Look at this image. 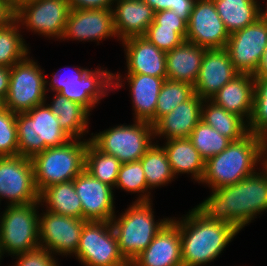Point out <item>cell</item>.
I'll use <instances>...</instances> for the list:
<instances>
[{
  "label": "cell",
  "instance_id": "cell-1",
  "mask_svg": "<svg viewBox=\"0 0 267 266\" xmlns=\"http://www.w3.org/2000/svg\"><path fill=\"white\" fill-rule=\"evenodd\" d=\"M194 208L208 220L231 225L240 232L258 214L267 212V162L259 172L211 191Z\"/></svg>",
  "mask_w": 267,
  "mask_h": 266
},
{
  "label": "cell",
  "instance_id": "cell-2",
  "mask_svg": "<svg viewBox=\"0 0 267 266\" xmlns=\"http://www.w3.org/2000/svg\"><path fill=\"white\" fill-rule=\"evenodd\" d=\"M171 220L179 227L183 266H204L216 260L239 233L233 226L208 220L195 208Z\"/></svg>",
  "mask_w": 267,
  "mask_h": 266
},
{
  "label": "cell",
  "instance_id": "cell-3",
  "mask_svg": "<svg viewBox=\"0 0 267 266\" xmlns=\"http://www.w3.org/2000/svg\"><path fill=\"white\" fill-rule=\"evenodd\" d=\"M266 162L267 141L249 132L242 139L231 141L225 150L205 162L200 183H205L213 191L254 174L259 169L257 164L262 166Z\"/></svg>",
  "mask_w": 267,
  "mask_h": 266
},
{
  "label": "cell",
  "instance_id": "cell-4",
  "mask_svg": "<svg viewBox=\"0 0 267 266\" xmlns=\"http://www.w3.org/2000/svg\"><path fill=\"white\" fill-rule=\"evenodd\" d=\"M103 69L97 67L95 70H90L74 66L71 73L58 70L52 74L53 78L50 81L45 80L46 93L49 91L59 93L91 112L96 104L109 94L110 90L113 91V88L119 89L123 86L120 73L114 74L108 69Z\"/></svg>",
  "mask_w": 267,
  "mask_h": 266
},
{
  "label": "cell",
  "instance_id": "cell-5",
  "mask_svg": "<svg viewBox=\"0 0 267 266\" xmlns=\"http://www.w3.org/2000/svg\"><path fill=\"white\" fill-rule=\"evenodd\" d=\"M150 202H133L125 213L115 215L111 224L117 237L121 255L130 264L152 242L171 218L155 222Z\"/></svg>",
  "mask_w": 267,
  "mask_h": 266
},
{
  "label": "cell",
  "instance_id": "cell-6",
  "mask_svg": "<svg viewBox=\"0 0 267 266\" xmlns=\"http://www.w3.org/2000/svg\"><path fill=\"white\" fill-rule=\"evenodd\" d=\"M46 103L16 114L18 155L32 158L46 148L62 146L72 139Z\"/></svg>",
  "mask_w": 267,
  "mask_h": 266
},
{
  "label": "cell",
  "instance_id": "cell-7",
  "mask_svg": "<svg viewBox=\"0 0 267 266\" xmlns=\"http://www.w3.org/2000/svg\"><path fill=\"white\" fill-rule=\"evenodd\" d=\"M90 139H71L59 147L46 148L31 158L35 185L44 188L74 180L85 169V151Z\"/></svg>",
  "mask_w": 267,
  "mask_h": 266
},
{
  "label": "cell",
  "instance_id": "cell-8",
  "mask_svg": "<svg viewBox=\"0 0 267 266\" xmlns=\"http://www.w3.org/2000/svg\"><path fill=\"white\" fill-rule=\"evenodd\" d=\"M40 202L7 206L0 216V255H16L39 248Z\"/></svg>",
  "mask_w": 267,
  "mask_h": 266
},
{
  "label": "cell",
  "instance_id": "cell-9",
  "mask_svg": "<svg viewBox=\"0 0 267 266\" xmlns=\"http://www.w3.org/2000/svg\"><path fill=\"white\" fill-rule=\"evenodd\" d=\"M133 122L92 133L89 139L101 152L118 158L121 164L140 160L155 141L153 126L144 121Z\"/></svg>",
  "mask_w": 267,
  "mask_h": 266
},
{
  "label": "cell",
  "instance_id": "cell-10",
  "mask_svg": "<svg viewBox=\"0 0 267 266\" xmlns=\"http://www.w3.org/2000/svg\"><path fill=\"white\" fill-rule=\"evenodd\" d=\"M28 54L10 68V82L4 107L13 113H24L47 100L45 80L41 67Z\"/></svg>",
  "mask_w": 267,
  "mask_h": 266
},
{
  "label": "cell",
  "instance_id": "cell-11",
  "mask_svg": "<svg viewBox=\"0 0 267 266\" xmlns=\"http://www.w3.org/2000/svg\"><path fill=\"white\" fill-rule=\"evenodd\" d=\"M75 258L85 266H130L121 255L111 221H87Z\"/></svg>",
  "mask_w": 267,
  "mask_h": 266
},
{
  "label": "cell",
  "instance_id": "cell-12",
  "mask_svg": "<svg viewBox=\"0 0 267 266\" xmlns=\"http://www.w3.org/2000/svg\"><path fill=\"white\" fill-rule=\"evenodd\" d=\"M69 13L67 0H27L15 7V20L26 30L61 40Z\"/></svg>",
  "mask_w": 267,
  "mask_h": 266
},
{
  "label": "cell",
  "instance_id": "cell-13",
  "mask_svg": "<svg viewBox=\"0 0 267 266\" xmlns=\"http://www.w3.org/2000/svg\"><path fill=\"white\" fill-rule=\"evenodd\" d=\"M3 198L7 206L39 202L31 158L0 157V202Z\"/></svg>",
  "mask_w": 267,
  "mask_h": 266
},
{
  "label": "cell",
  "instance_id": "cell-14",
  "mask_svg": "<svg viewBox=\"0 0 267 266\" xmlns=\"http://www.w3.org/2000/svg\"><path fill=\"white\" fill-rule=\"evenodd\" d=\"M42 214V215H41ZM39 214V246L56 255H75L86 220L45 211Z\"/></svg>",
  "mask_w": 267,
  "mask_h": 266
},
{
  "label": "cell",
  "instance_id": "cell-15",
  "mask_svg": "<svg viewBox=\"0 0 267 266\" xmlns=\"http://www.w3.org/2000/svg\"><path fill=\"white\" fill-rule=\"evenodd\" d=\"M267 47V22L260 17L230 34L225 50L239 73L254 74Z\"/></svg>",
  "mask_w": 267,
  "mask_h": 266
},
{
  "label": "cell",
  "instance_id": "cell-16",
  "mask_svg": "<svg viewBox=\"0 0 267 266\" xmlns=\"http://www.w3.org/2000/svg\"><path fill=\"white\" fill-rule=\"evenodd\" d=\"M230 34L213 0H196L187 23L185 41L205 49L225 48Z\"/></svg>",
  "mask_w": 267,
  "mask_h": 266
},
{
  "label": "cell",
  "instance_id": "cell-17",
  "mask_svg": "<svg viewBox=\"0 0 267 266\" xmlns=\"http://www.w3.org/2000/svg\"><path fill=\"white\" fill-rule=\"evenodd\" d=\"M117 37L112 9H70L61 40L99 41Z\"/></svg>",
  "mask_w": 267,
  "mask_h": 266
},
{
  "label": "cell",
  "instance_id": "cell-18",
  "mask_svg": "<svg viewBox=\"0 0 267 266\" xmlns=\"http://www.w3.org/2000/svg\"><path fill=\"white\" fill-rule=\"evenodd\" d=\"M75 191L81 200L83 220L111 221L115 216L113 188L83 170L74 180Z\"/></svg>",
  "mask_w": 267,
  "mask_h": 266
},
{
  "label": "cell",
  "instance_id": "cell-19",
  "mask_svg": "<svg viewBox=\"0 0 267 266\" xmlns=\"http://www.w3.org/2000/svg\"><path fill=\"white\" fill-rule=\"evenodd\" d=\"M238 74L225 48L206 49L194 85L195 94L203 100H210Z\"/></svg>",
  "mask_w": 267,
  "mask_h": 266
},
{
  "label": "cell",
  "instance_id": "cell-20",
  "mask_svg": "<svg viewBox=\"0 0 267 266\" xmlns=\"http://www.w3.org/2000/svg\"><path fill=\"white\" fill-rule=\"evenodd\" d=\"M130 266H183L179 227L170 219Z\"/></svg>",
  "mask_w": 267,
  "mask_h": 266
},
{
  "label": "cell",
  "instance_id": "cell-21",
  "mask_svg": "<svg viewBox=\"0 0 267 266\" xmlns=\"http://www.w3.org/2000/svg\"><path fill=\"white\" fill-rule=\"evenodd\" d=\"M125 51L126 74H144L167 79L166 52L158 49L144 36L121 41Z\"/></svg>",
  "mask_w": 267,
  "mask_h": 266
},
{
  "label": "cell",
  "instance_id": "cell-22",
  "mask_svg": "<svg viewBox=\"0 0 267 266\" xmlns=\"http://www.w3.org/2000/svg\"><path fill=\"white\" fill-rule=\"evenodd\" d=\"M203 99L194 94L189 100L179 104L172 112L161 117L154 125V138H188L201 121Z\"/></svg>",
  "mask_w": 267,
  "mask_h": 266
},
{
  "label": "cell",
  "instance_id": "cell-23",
  "mask_svg": "<svg viewBox=\"0 0 267 266\" xmlns=\"http://www.w3.org/2000/svg\"><path fill=\"white\" fill-rule=\"evenodd\" d=\"M114 29L120 42L134 36H144L154 21V9L143 0H115Z\"/></svg>",
  "mask_w": 267,
  "mask_h": 266
},
{
  "label": "cell",
  "instance_id": "cell-24",
  "mask_svg": "<svg viewBox=\"0 0 267 266\" xmlns=\"http://www.w3.org/2000/svg\"><path fill=\"white\" fill-rule=\"evenodd\" d=\"M210 100L227 112L245 118L248 123L253 112L254 76L248 73H239Z\"/></svg>",
  "mask_w": 267,
  "mask_h": 266
},
{
  "label": "cell",
  "instance_id": "cell-25",
  "mask_svg": "<svg viewBox=\"0 0 267 266\" xmlns=\"http://www.w3.org/2000/svg\"><path fill=\"white\" fill-rule=\"evenodd\" d=\"M125 79L130 87L134 120L153 126L158 96L165 79L144 74H127L123 81Z\"/></svg>",
  "mask_w": 267,
  "mask_h": 266
},
{
  "label": "cell",
  "instance_id": "cell-26",
  "mask_svg": "<svg viewBox=\"0 0 267 266\" xmlns=\"http://www.w3.org/2000/svg\"><path fill=\"white\" fill-rule=\"evenodd\" d=\"M194 43L184 41L180 46L166 52L167 79L195 85L205 53Z\"/></svg>",
  "mask_w": 267,
  "mask_h": 266
},
{
  "label": "cell",
  "instance_id": "cell-27",
  "mask_svg": "<svg viewBox=\"0 0 267 266\" xmlns=\"http://www.w3.org/2000/svg\"><path fill=\"white\" fill-rule=\"evenodd\" d=\"M163 148L175 177L186 173L191 174L192 180L201 182L205 172V160L189 138L167 140Z\"/></svg>",
  "mask_w": 267,
  "mask_h": 266
},
{
  "label": "cell",
  "instance_id": "cell-28",
  "mask_svg": "<svg viewBox=\"0 0 267 266\" xmlns=\"http://www.w3.org/2000/svg\"><path fill=\"white\" fill-rule=\"evenodd\" d=\"M39 202L51 213L83 219L81 200L73 180L44 188L39 193Z\"/></svg>",
  "mask_w": 267,
  "mask_h": 266
},
{
  "label": "cell",
  "instance_id": "cell-29",
  "mask_svg": "<svg viewBox=\"0 0 267 266\" xmlns=\"http://www.w3.org/2000/svg\"><path fill=\"white\" fill-rule=\"evenodd\" d=\"M53 100L47 103L49 109L57 116L60 127L72 138L81 139L89 132L90 112L82 105L54 93Z\"/></svg>",
  "mask_w": 267,
  "mask_h": 266
},
{
  "label": "cell",
  "instance_id": "cell-30",
  "mask_svg": "<svg viewBox=\"0 0 267 266\" xmlns=\"http://www.w3.org/2000/svg\"><path fill=\"white\" fill-rule=\"evenodd\" d=\"M201 120L231 141H238L249 133L248 123L245 119L237 114L227 112L211 100L203 101Z\"/></svg>",
  "mask_w": 267,
  "mask_h": 266
},
{
  "label": "cell",
  "instance_id": "cell-31",
  "mask_svg": "<svg viewBox=\"0 0 267 266\" xmlns=\"http://www.w3.org/2000/svg\"><path fill=\"white\" fill-rule=\"evenodd\" d=\"M229 34L253 24L260 17L258 0H213Z\"/></svg>",
  "mask_w": 267,
  "mask_h": 266
},
{
  "label": "cell",
  "instance_id": "cell-32",
  "mask_svg": "<svg viewBox=\"0 0 267 266\" xmlns=\"http://www.w3.org/2000/svg\"><path fill=\"white\" fill-rule=\"evenodd\" d=\"M147 186L152 190L165 186L176 178L172 172L167 154L163 146L153 143L140 158Z\"/></svg>",
  "mask_w": 267,
  "mask_h": 266
},
{
  "label": "cell",
  "instance_id": "cell-33",
  "mask_svg": "<svg viewBox=\"0 0 267 266\" xmlns=\"http://www.w3.org/2000/svg\"><path fill=\"white\" fill-rule=\"evenodd\" d=\"M120 161L115 156L101 152L91 141L85 151V170L102 183L115 188Z\"/></svg>",
  "mask_w": 267,
  "mask_h": 266
},
{
  "label": "cell",
  "instance_id": "cell-34",
  "mask_svg": "<svg viewBox=\"0 0 267 266\" xmlns=\"http://www.w3.org/2000/svg\"><path fill=\"white\" fill-rule=\"evenodd\" d=\"M20 30V31H19ZM21 35L20 24L14 20L0 29V66L11 68L22 61L30 48Z\"/></svg>",
  "mask_w": 267,
  "mask_h": 266
},
{
  "label": "cell",
  "instance_id": "cell-35",
  "mask_svg": "<svg viewBox=\"0 0 267 266\" xmlns=\"http://www.w3.org/2000/svg\"><path fill=\"white\" fill-rule=\"evenodd\" d=\"M188 138L205 162L212 156L221 153L231 143L229 138L221 135L202 120L192 130Z\"/></svg>",
  "mask_w": 267,
  "mask_h": 266
},
{
  "label": "cell",
  "instance_id": "cell-36",
  "mask_svg": "<svg viewBox=\"0 0 267 266\" xmlns=\"http://www.w3.org/2000/svg\"><path fill=\"white\" fill-rule=\"evenodd\" d=\"M194 94V86L165 79L157 100L155 123L164 115L172 112L179 104L189 100Z\"/></svg>",
  "mask_w": 267,
  "mask_h": 266
},
{
  "label": "cell",
  "instance_id": "cell-37",
  "mask_svg": "<svg viewBox=\"0 0 267 266\" xmlns=\"http://www.w3.org/2000/svg\"><path fill=\"white\" fill-rule=\"evenodd\" d=\"M115 188L139 194L135 202H150L151 189L147 186L143 166L140 160L120 165ZM149 190V191H148Z\"/></svg>",
  "mask_w": 267,
  "mask_h": 266
},
{
  "label": "cell",
  "instance_id": "cell-38",
  "mask_svg": "<svg viewBox=\"0 0 267 266\" xmlns=\"http://www.w3.org/2000/svg\"><path fill=\"white\" fill-rule=\"evenodd\" d=\"M248 131L267 141V78L254 77L253 112Z\"/></svg>",
  "mask_w": 267,
  "mask_h": 266
},
{
  "label": "cell",
  "instance_id": "cell-39",
  "mask_svg": "<svg viewBox=\"0 0 267 266\" xmlns=\"http://www.w3.org/2000/svg\"><path fill=\"white\" fill-rule=\"evenodd\" d=\"M18 155L16 113L8 108L0 110V157Z\"/></svg>",
  "mask_w": 267,
  "mask_h": 266
},
{
  "label": "cell",
  "instance_id": "cell-40",
  "mask_svg": "<svg viewBox=\"0 0 267 266\" xmlns=\"http://www.w3.org/2000/svg\"><path fill=\"white\" fill-rule=\"evenodd\" d=\"M144 37L158 49L165 52L180 46L185 41V39L175 31V28L161 27V25H150Z\"/></svg>",
  "mask_w": 267,
  "mask_h": 266
},
{
  "label": "cell",
  "instance_id": "cell-41",
  "mask_svg": "<svg viewBox=\"0 0 267 266\" xmlns=\"http://www.w3.org/2000/svg\"><path fill=\"white\" fill-rule=\"evenodd\" d=\"M14 256L17 260L12 266H59L54 254L41 247Z\"/></svg>",
  "mask_w": 267,
  "mask_h": 266
},
{
  "label": "cell",
  "instance_id": "cell-42",
  "mask_svg": "<svg viewBox=\"0 0 267 266\" xmlns=\"http://www.w3.org/2000/svg\"><path fill=\"white\" fill-rule=\"evenodd\" d=\"M154 9V12L161 10H172L187 23L193 10L196 0H143Z\"/></svg>",
  "mask_w": 267,
  "mask_h": 266
},
{
  "label": "cell",
  "instance_id": "cell-43",
  "mask_svg": "<svg viewBox=\"0 0 267 266\" xmlns=\"http://www.w3.org/2000/svg\"><path fill=\"white\" fill-rule=\"evenodd\" d=\"M150 25H161V27L175 28L184 39L187 34V22L172 10H161L155 12L154 21Z\"/></svg>",
  "mask_w": 267,
  "mask_h": 266
},
{
  "label": "cell",
  "instance_id": "cell-44",
  "mask_svg": "<svg viewBox=\"0 0 267 266\" xmlns=\"http://www.w3.org/2000/svg\"><path fill=\"white\" fill-rule=\"evenodd\" d=\"M70 9H113L115 0H67Z\"/></svg>",
  "mask_w": 267,
  "mask_h": 266
},
{
  "label": "cell",
  "instance_id": "cell-45",
  "mask_svg": "<svg viewBox=\"0 0 267 266\" xmlns=\"http://www.w3.org/2000/svg\"><path fill=\"white\" fill-rule=\"evenodd\" d=\"M15 20V7L10 0H0V29Z\"/></svg>",
  "mask_w": 267,
  "mask_h": 266
},
{
  "label": "cell",
  "instance_id": "cell-46",
  "mask_svg": "<svg viewBox=\"0 0 267 266\" xmlns=\"http://www.w3.org/2000/svg\"><path fill=\"white\" fill-rule=\"evenodd\" d=\"M10 82V68L0 66V98H6Z\"/></svg>",
  "mask_w": 267,
  "mask_h": 266
},
{
  "label": "cell",
  "instance_id": "cell-47",
  "mask_svg": "<svg viewBox=\"0 0 267 266\" xmlns=\"http://www.w3.org/2000/svg\"><path fill=\"white\" fill-rule=\"evenodd\" d=\"M253 76L259 78H267V47L265 48L259 66Z\"/></svg>",
  "mask_w": 267,
  "mask_h": 266
},
{
  "label": "cell",
  "instance_id": "cell-48",
  "mask_svg": "<svg viewBox=\"0 0 267 266\" xmlns=\"http://www.w3.org/2000/svg\"><path fill=\"white\" fill-rule=\"evenodd\" d=\"M265 5H266L265 9H262V6H261L259 9V12H260V18L267 22V2Z\"/></svg>",
  "mask_w": 267,
  "mask_h": 266
},
{
  "label": "cell",
  "instance_id": "cell-49",
  "mask_svg": "<svg viewBox=\"0 0 267 266\" xmlns=\"http://www.w3.org/2000/svg\"><path fill=\"white\" fill-rule=\"evenodd\" d=\"M11 3L13 4L14 7H17L18 5H20L22 2H25L27 0H10Z\"/></svg>",
  "mask_w": 267,
  "mask_h": 266
},
{
  "label": "cell",
  "instance_id": "cell-50",
  "mask_svg": "<svg viewBox=\"0 0 267 266\" xmlns=\"http://www.w3.org/2000/svg\"><path fill=\"white\" fill-rule=\"evenodd\" d=\"M4 108V100L0 98V110Z\"/></svg>",
  "mask_w": 267,
  "mask_h": 266
}]
</instances>
